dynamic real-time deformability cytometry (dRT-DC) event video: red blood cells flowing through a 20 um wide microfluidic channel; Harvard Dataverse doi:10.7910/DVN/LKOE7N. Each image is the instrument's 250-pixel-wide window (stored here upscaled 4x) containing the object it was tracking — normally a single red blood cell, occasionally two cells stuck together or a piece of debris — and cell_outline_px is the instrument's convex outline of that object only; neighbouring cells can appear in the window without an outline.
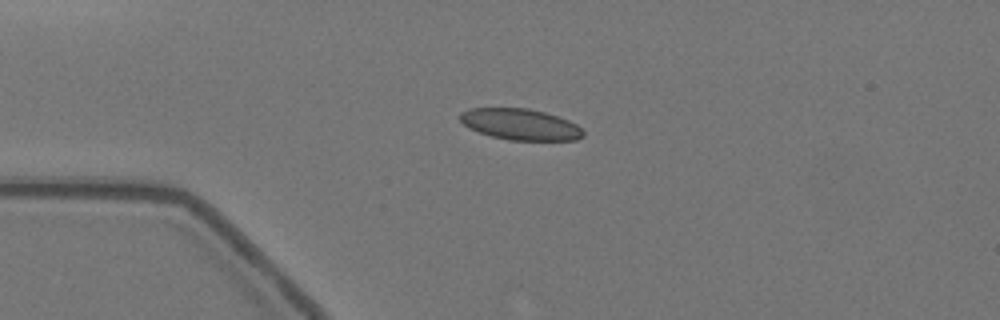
{"species": "Egyptian fruit bat (a non-hibernating species)", "species_latin": "Rousettus aegyptiacus", "temperature_condition": "warm", "stored_images_in_passage": 45, "camera_frame_rate_fps": 3000, "um_per_image_px": 0.085, "animal": {"sex": "female"}, "frame": {"image": 1, "passage_image": 1, "time_ms": 0.0, "image_size_px": [1000, 320], "cell_outline_px": [[584, 136], [576, 140], [508, 140], [492, 136], [468, 128], [460, 120], [460, 112], [468, 108], [528, 108], [544, 112], [568, 120], [576, 124], [584, 132]], "centroid_in_image_um": [44.21, 10.57], "position_along_channel_um": 40.8, "area_um2": 22.31}}
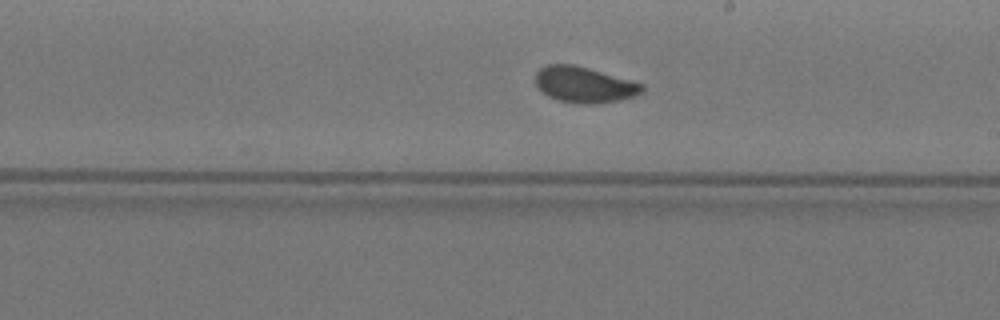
{"frame": {"image": 2, "passage_image": 20, "time_ms": 6.333, "image_size_px": [1000, 320], "cell_outline_px": [[644, 92], [636, 96], [620, 100], [596, 104], [584, 104], [560, 100], [548, 96], [536, 84], [536, 72], [540, 68], [548, 64], [572, 64], [588, 68], [644, 84]], "centroid_in_image_um": [49.7, 7.2], "position_along_channel_um": 239.3, "area_um2": 22.14}}
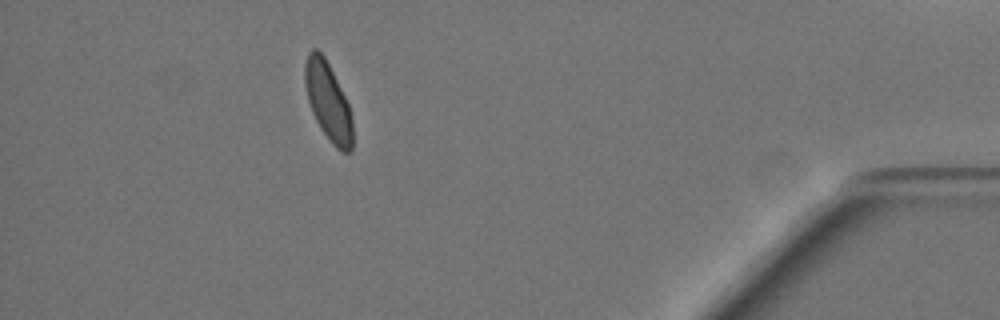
{"frame": {"image": 3, "passage_image": 39, "time_ms": 12.667, "image_size_px": [1000, 320], "cell_outline_px": [[352, 152], [340, 152], [332, 144], [320, 128], [312, 112], [308, 100], [304, 84], [304, 64], [308, 52], [312, 48], [316, 48], [324, 56], [348, 104], [352, 120]], "centroid_in_image_um": [27.86, 8.63], "position_along_channel_um": 407.3, "area_um2": 21.56}, "authors_computed_cell_mechanics": {"area_um2": 22.1374, "velocity_mm_per_s": 3.5082, "shape_relaxation_time_tau1_ms": 3.9983, "shape_relaxation_time_tau2_ms": 0.6326, "deformation_change_tau1": 0.1188, "deformation_change_tau2": 0.0603}}